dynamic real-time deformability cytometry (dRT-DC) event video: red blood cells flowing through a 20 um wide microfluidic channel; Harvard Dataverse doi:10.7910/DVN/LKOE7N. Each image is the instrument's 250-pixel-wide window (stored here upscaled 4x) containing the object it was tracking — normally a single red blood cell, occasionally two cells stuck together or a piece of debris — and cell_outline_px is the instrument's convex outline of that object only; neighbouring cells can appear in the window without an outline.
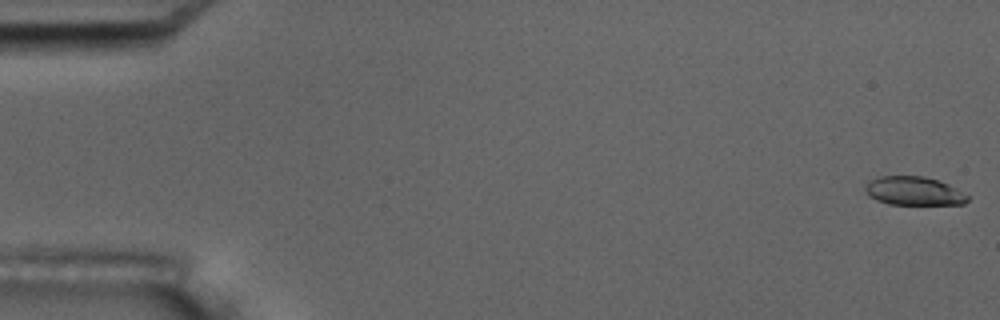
{"species": "common noctule bat (a hibernating species)", "species_latin": "Nyctalus noctula", "temperature_condition": "room temperature", "stored_images_in_passage": 11, "camera_frame_rate_fps": 3000, "um_per_image_px": 0.085, "animal": {"sex": "male", "body_mass_g": 17.5, "forearm_length_mm": 52.3}, "frame": {"image": 1, "passage_image": 1, "time_ms": 0.0, "image_size_px": [1000, 320], "cell_outline_px": [[968, 200], [964, 204], [888, 204], [876, 200], [868, 196], [864, 192], [864, 184], [868, 180], [880, 176], [924, 176], [948, 184], [956, 188], [968, 196]], "centroid_in_image_um": [77.6, 16.23], "position_along_channel_um": 7.4, "area_um2": 17.17}}
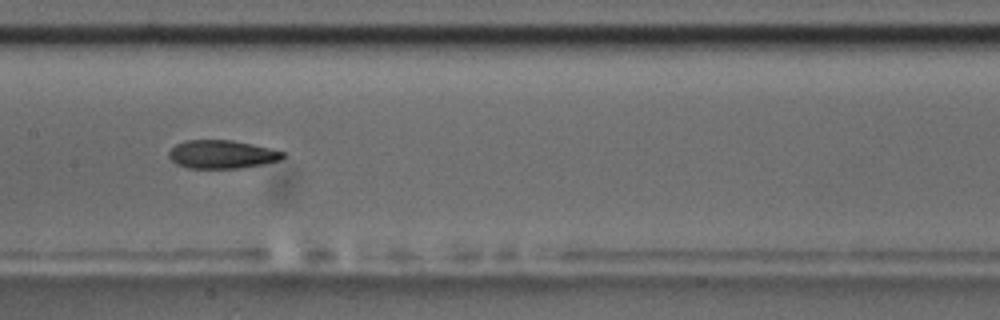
{"frame": {"image": 2, "passage_image": 8, "time_ms": 2.333, "image_size_px": [1000, 320], "cell_outline_px": [[284, 156], [280, 160], [264, 164], [240, 168], [188, 168], [176, 164], [168, 156], [168, 152], [176, 144], [184, 140], [232, 140], [252, 144], [284, 152]], "centroid_in_image_um": [18.83, 13.12], "position_along_channel_um": 188.6, "area_um2": 18.79}}